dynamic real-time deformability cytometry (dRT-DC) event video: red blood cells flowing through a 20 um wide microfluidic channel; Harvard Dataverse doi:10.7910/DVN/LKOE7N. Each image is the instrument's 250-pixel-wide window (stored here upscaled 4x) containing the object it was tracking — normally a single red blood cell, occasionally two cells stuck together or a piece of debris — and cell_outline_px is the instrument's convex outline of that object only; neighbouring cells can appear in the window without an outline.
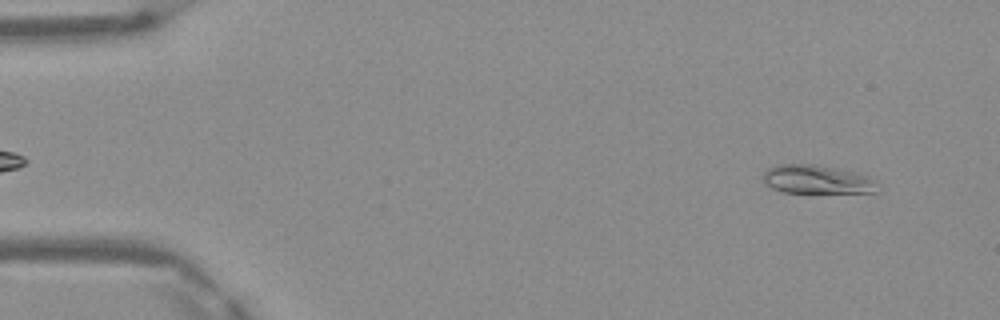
{"species": "Egyptian fruit bat (a non-hibernating species)", "species_latin": "Rousettus aegyptiacus", "temperature_condition": "warm", "stored_images_in_passage": 48, "camera_frame_rate_fps": 3000, "um_per_image_px": 0.085, "frame": {"image": 1, "passage_image": 3, "time_ms": 0.667, "image_size_px": [1000, 320], "cell_outline_px": [[880, 192], [784, 192], [772, 188], [764, 180], [764, 172], [768, 168], [776, 164], [816, 164], [856, 172], [868, 176], [876, 180]], "centroid_in_image_um": [69.49, 15.24], "position_along_channel_um": 15.5, "area_um2": 19.07}}
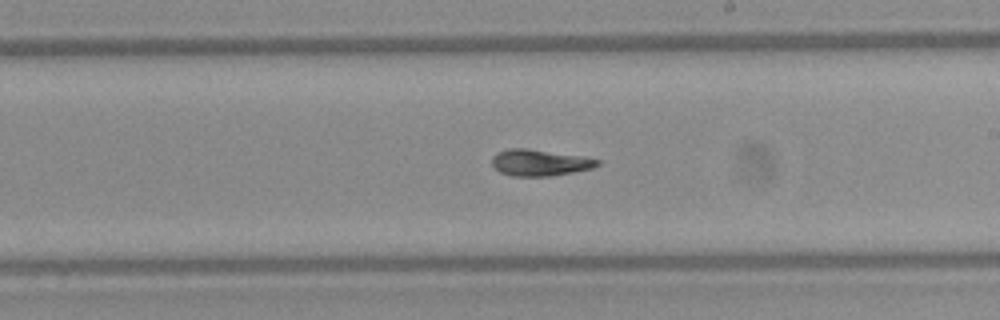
{"frame": {"image": 2, "passage_image": 27, "time_ms": 8.667, "image_size_px": [1000, 320], "cell_outline_px": [[600, 164], [592, 168], [572, 172], [548, 176], [512, 176], [500, 172], [492, 164], [492, 156], [496, 152], [512, 148], [524, 148], [584, 156], [600, 160]], "centroid_in_image_um": [45.87, 13.82], "position_along_channel_um": 243.1, "area_um2": 16.13}}
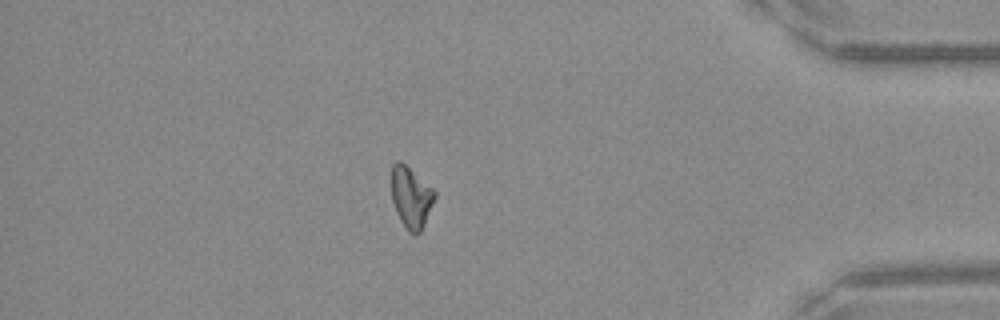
{"frame": {"image": 3, "passage_image": 41, "time_ms": 13.333, "image_size_px": [1000, 320], "cell_outline_px": [[436, 196], [424, 224], [420, 232], [416, 236], [412, 236], [408, 232], [400, 220], [396, 212], [392, 200], [392, 164], [396, 160], [400, 160], [432, 188], [436, 192]], "centroid_in_image_um": [34.93, 16.8], "position_along_channel_um": 400.3, "area_um2": 15.37}, "authors_computed_cell_mechanics": {"area_um2": 16.2707, "velocity_mm_per_s": 4.1796, "shape_relaxation_time_tau1_ms": 9.8223, "shape_relaxation_time_tau2_ms": 6.2031, "deformation_change_tau1": 0.2316, "deformation_change_tau2": 0.0829}}